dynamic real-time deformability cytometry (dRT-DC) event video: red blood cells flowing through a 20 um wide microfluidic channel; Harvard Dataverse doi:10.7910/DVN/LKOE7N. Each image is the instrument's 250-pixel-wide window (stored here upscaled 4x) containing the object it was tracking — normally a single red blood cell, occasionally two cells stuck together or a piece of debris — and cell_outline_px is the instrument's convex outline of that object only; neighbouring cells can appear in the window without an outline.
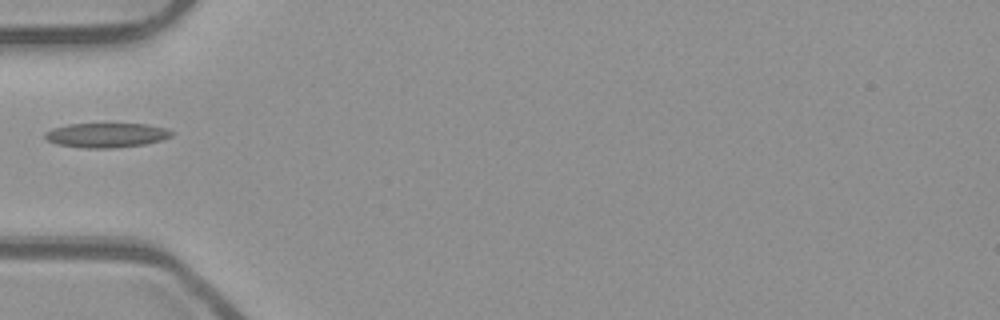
{"species": "common noctule bat (a hibernating species)", "species_latin": "Nyctalus noctula", "temperature_condition": "room temperature", "stored_images_in_passage": 31, "camera_frame_rate_fps": 3000, "um_per_image_px": 0.085, "animal": {"sex": "male", "body_mass_g": 23.1, "forearm_length_mm": 52.7}, "frame": {"image": 1, "passage_image": 1, "time_ms": 0.0, "image_size_px": [1000, 320], "cell_outline_px": [[172, 136], [160, 140], [144, 144], [112, 148], [84, 148], [56, 144], [48, 140], [44, 136], [44, 132], [52, 128], [68, 124], [148, 124], [164, 128], [172, 132]], "centroid_in_image_um": [9.0, 11.49], "position_along_channel_um": 76.0, "area_um2": 17.98}}
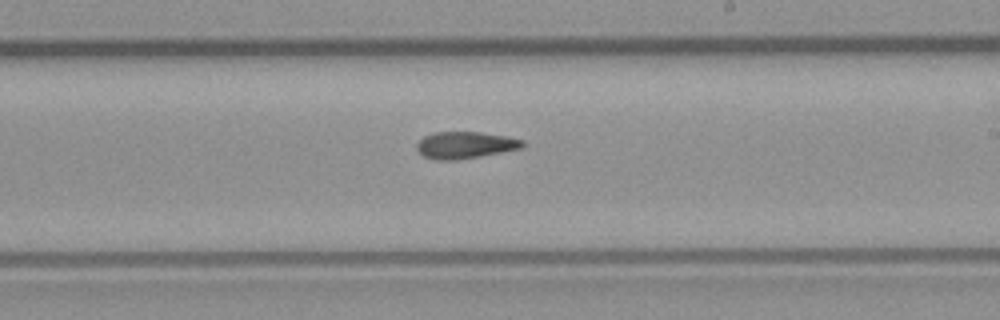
{"frame": {"image": 2, "passage_image": 14, "time_ms": 4.333, "image_size_px": [1000, 320], "cell_outline_px": [[524, 144], [520, 148], [500, 152], [456, 160], [436, 160], [424, 156], [416, 148], [416, 144], [424, 136], [432, 132], [480, 132], [504, 136], [524, 140]], "centroid_in_image_um": [39.49, 12.32], "position_along_channel_um": 249.5, "area_um2": 16.3}}
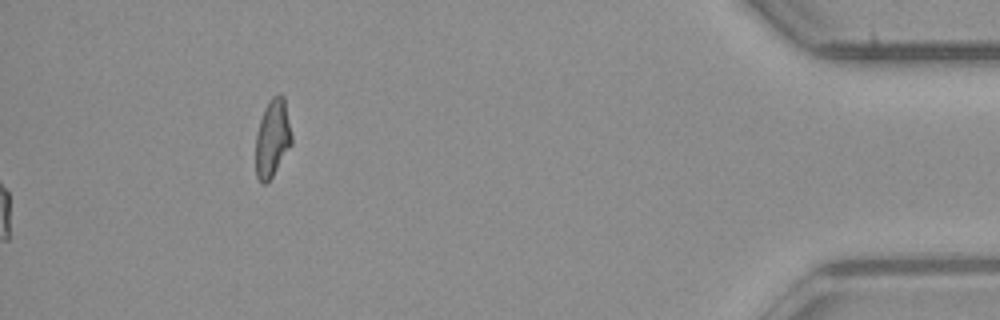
{"frame": {"image": 3, "passage_image": 31, "time_ms": 10.0, "image_size_px": [1000, 320], "cell_outline_px": [[292, 144], [272, 176], [264, 184], [260, 184], [256, 176], [256, 132], [264, 108], [268, 100], [272, 96], [280, 92], [284, 96], [292, 136]], "centroid_in_image_um": [23.15, 11.71], "position_along_channel_um": 412.0, "area_um2": 16.42}}